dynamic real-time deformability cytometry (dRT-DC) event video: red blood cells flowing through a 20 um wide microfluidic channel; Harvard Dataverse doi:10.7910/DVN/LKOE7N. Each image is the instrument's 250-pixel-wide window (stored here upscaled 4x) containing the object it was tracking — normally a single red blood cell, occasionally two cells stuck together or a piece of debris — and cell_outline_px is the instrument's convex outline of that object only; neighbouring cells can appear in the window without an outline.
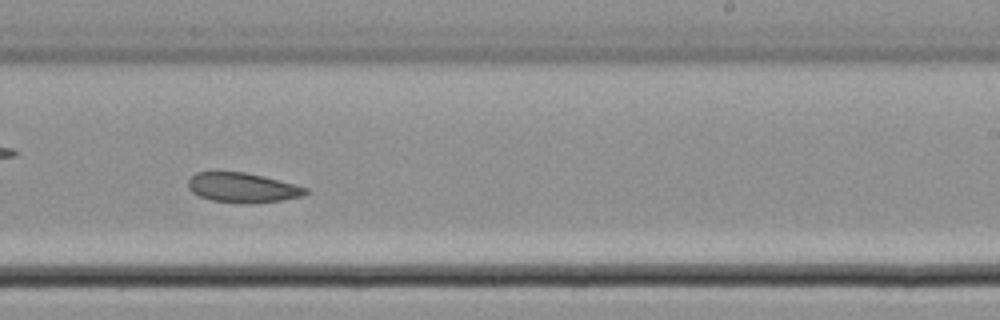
{"species": "common noctule bat (a hibernating species)", "species_latin": "Nyctalus noctula", "temperature_condition": "cold", "stored_images_in_passage": 44, "camera_frame_rate_fps": 3000, "um_per_image_px": 0.085, "animal": {"sex": "male", "body_mass_g": 21.5, "forearm_length_mm": 52.0}, "frame": {"image": 1, "passage_image": 26, "time_ms": 8.333, "image_size_px": [1000, 320], "cell_outline_px": [[308, 192], [304, 196], [284, 200], [252, 204], [240, 204], [212, 200], [200, 196], [192, 192], [188, 188], [188, 180], [196, 172], [244, 172], [264, 176], [308, 188]], "centroid_in_image_um": [20.64, 15.97], "position_along_channel_um": 268.4, "area_um2": 20.52}}
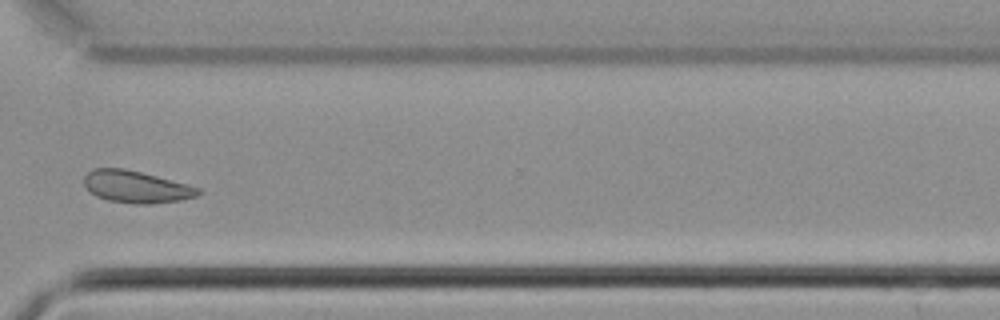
{"frame": {"image": 2, "passage_image": 32, "time_ms": 10.333, "image_size_px": [1000, 320], "cell_outline_px": [[204, 192], [196, 196], [180, 200], [148, 204], [136, 204], [108, 200], [96, 196], [88, 192], [84, 184], [84, 176], [92, 168], [124, 168], [188, 184], [200, 188]], "centroid_in_image_um": [11.56, 15.88], "position_along_channel_um": 359.0, "area_um2": 21.39}}